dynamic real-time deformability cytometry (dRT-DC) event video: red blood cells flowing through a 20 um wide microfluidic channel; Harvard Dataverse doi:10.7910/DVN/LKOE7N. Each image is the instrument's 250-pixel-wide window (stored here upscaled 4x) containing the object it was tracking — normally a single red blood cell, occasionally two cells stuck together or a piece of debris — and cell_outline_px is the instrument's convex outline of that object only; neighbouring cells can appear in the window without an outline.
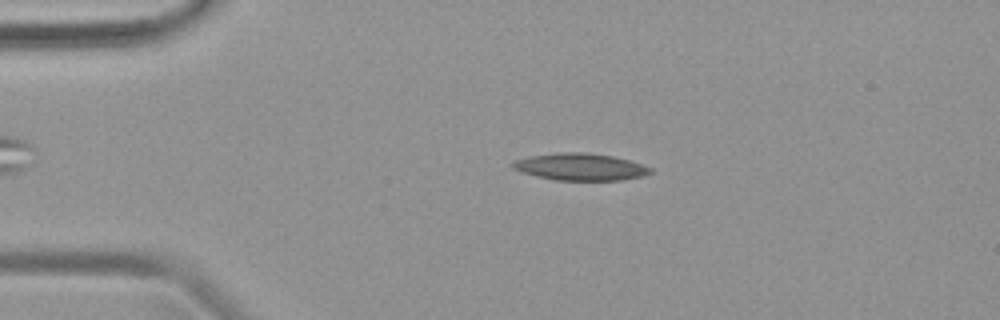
{"species": "common noctule bat (a hibernating species)", "species_latin": "Nyctalus noctula", "temperature_condition": "warm", "stored_images_in_passage": 41, "camera_frame_rate_fps": 3000, "um_per_image_px": 0.085, "animal": {"sex": "female", "body_mass_g": 19.9}, "frame": {"image": 1, "passage_image": 3, "time_ms": 0.667, "image_size_px": [1000, 320], "cell_outline_px": [[652, 172], [644, 176], [620, 180], [556, 180], [536, 176], [512, 168], [512, 160], [528, 156], [560, 152], [584, 152], [612, 156], [628, 160], [652, 168]], "centroid_in_image_um": [49.3, 14.18], "position_along_channel_um": 35.7, "area_um2": 21.62}}
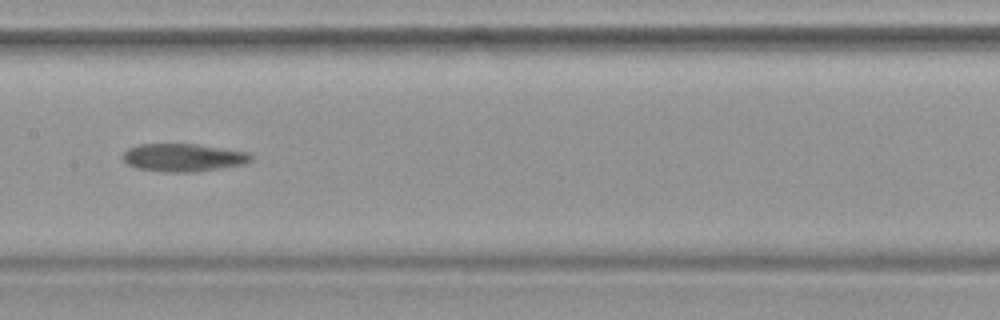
{"frame": {"image": 2, "passage_image": 17, "time_ms": 5.333, "image_size_px": [1000, 320], "cell_outline_px": [[252, 160], [244, 164], [196, 172], [168, 172], [136, 168], [128, 164], [120, 156], [128, 148], [140, 144], [196, 144], [248, 152], [252, 156]], "centroid_in_image_um": [15.56, 13.39], "position_along_channel_um": 191.8, "area_um2": 20.81}}
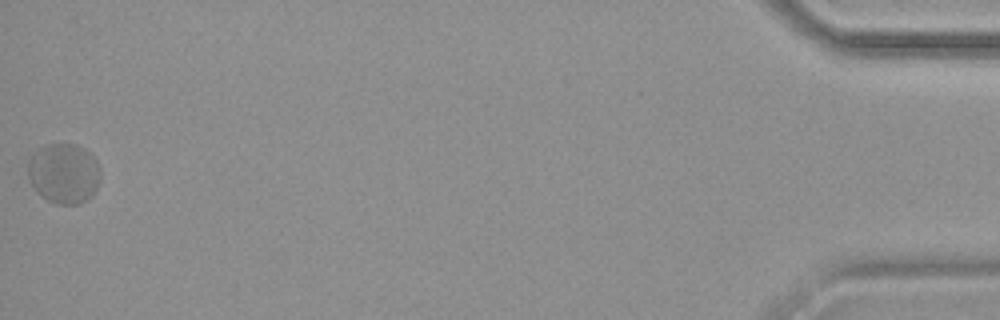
{"frame": {"image": 3, "passage_image": 41, "time_ms": 13.333, "image_size_px": [1000, 320], "cell_outline_px": [[100, 180], [92, 196], [88, 200], [80, 204], [56, 204], [40, 196], [36, 192], [28, 176], [28, 160], [44, 144], [76, 144], [84, 148], [96, 160], [100, 168]], "centroid_in_image_um": [5.44, 14.75], "position_along_channel_um": 429.8, "area_um2": 25.61}}